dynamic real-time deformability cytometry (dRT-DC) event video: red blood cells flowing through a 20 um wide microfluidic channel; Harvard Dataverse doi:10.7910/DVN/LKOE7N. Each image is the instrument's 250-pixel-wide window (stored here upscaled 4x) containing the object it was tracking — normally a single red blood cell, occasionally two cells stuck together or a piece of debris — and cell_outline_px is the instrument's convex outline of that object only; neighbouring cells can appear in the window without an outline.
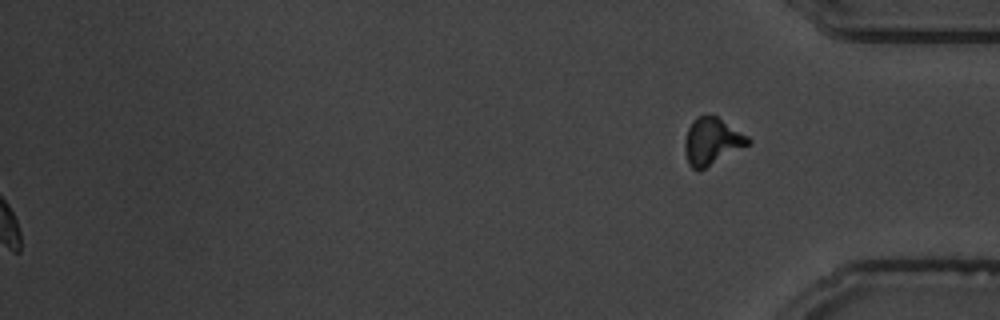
{"species": "common noctule bat (a hibernating species)", "species_latin": "Nyctalus noctula", "temperature_condition": "warm", "stored_images_in_passage": 41, "camera_frame_rate_fps": 3000, "um_per_image_px": 0.085, "animal": {"sex": "male", "body_mass_g": 19.5, "forearm_length_mm": 54.6}, "frame": {"image": 1, "passage_image": 41, "time_ms": 13.333, "image_size_px": [1000, 320], "cell_outline_px": [[752, 144], [700, 172], [692, 168], [688, 164], [684, 152], [684, 140], [688, 128], [692, 120], [696, 116], [716, 116], [748, 136], [752, 140]], "centroid_in_image_um": [60.52, 12.06], "position_along_channel_um": 374.7, "area_um2": 17.8}, "authors_computed_cell_mechanics": {"area_um2": 16.9354, "velocity_mm_per_s": 3.5634, "shape_relaxation_time_tau1_ms": 1.4364, "shape_relaxation_time_tau2_ms": 0.9135, "deformation_change_tau1": 0.0946, "deformation_change_tau2": 0.0542}}